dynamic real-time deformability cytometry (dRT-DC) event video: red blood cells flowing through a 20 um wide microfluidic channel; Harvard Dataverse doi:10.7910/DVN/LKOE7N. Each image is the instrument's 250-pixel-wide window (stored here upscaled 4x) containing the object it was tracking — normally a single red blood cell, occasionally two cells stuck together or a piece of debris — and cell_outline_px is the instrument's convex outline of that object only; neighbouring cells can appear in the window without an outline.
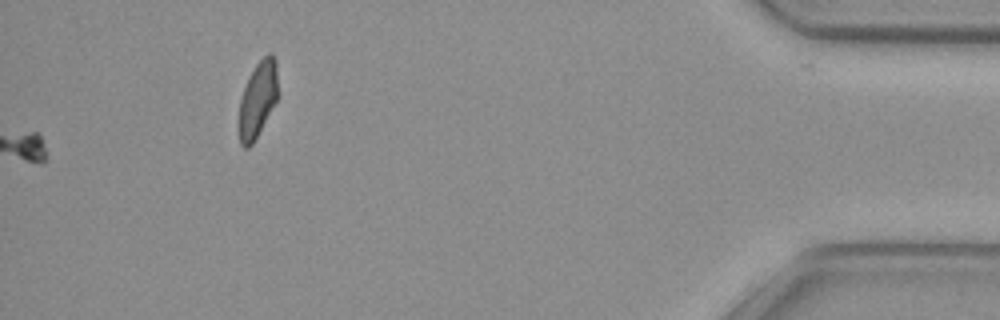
{"species": "common noctule bat (a hibernating species)", "species_latin": "Nyctalus noctula", "temperature_condition": "cold", "stored_images_in_passage": 58, "camera_frame_rate_fps": 3000, "um_per_image_px": 0.085, "animal": {"sex": "female", "body_mass_g": 29.2, "forearm_length_mm": 56.3}, "frame": {"image": 1, "passage_image": 58, "time_ms": 19.0, "image_size_px": [1000, 320], "cell_outline_px": [[276, 100], [252, 144], [248, 148], [244, 148], [240, 144], [240, 100], [248, 76], [256, 64], [268, 52], [272, 52], [276, 60]], "centroid_in_image_um": [21.89, 8.4], "position_along_channel_um": 413.3, "area_um2": 16.59}}